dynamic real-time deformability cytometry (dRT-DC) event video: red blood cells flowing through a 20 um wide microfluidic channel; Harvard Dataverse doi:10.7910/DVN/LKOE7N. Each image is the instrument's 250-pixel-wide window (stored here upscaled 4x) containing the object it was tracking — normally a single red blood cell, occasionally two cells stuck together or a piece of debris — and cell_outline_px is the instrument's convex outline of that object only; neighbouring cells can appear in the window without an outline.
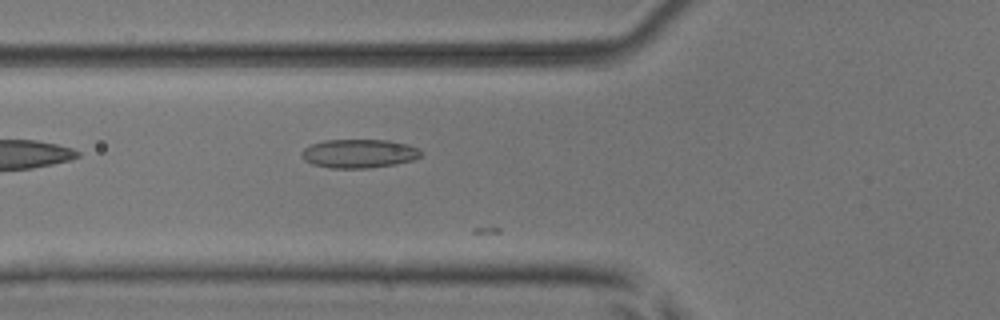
{"species": "common noctule bat (a hibernating species)", "species_latin": "Nyctalus noctula", "temperature_condition": "room temperature", "stored_images_in_passage": 5, "camera_frame_rate_fps": 3000, "um_per_image_px": 0.085, "animal": {"sex": "male", "body_mass_g": 17.9, "forearm_length_mm": 54.2}, "frame": {"image": 1, "passage_image": 3, "time_ms": 0.667, "image_size_px": [1000, 320], "cell_outline_px": [[424, 156], [412, 160], [396, 164], [368, 168], [328, 168], [312, 164], [304, 160], [300, 156], [300, 152], [304, 148], [312, 144], [324, 140], [388, 140], [408, 144], [420, 148]], "centroid_in_image_um": [30.53, 13.05], "position_along_channel_um": 95.3, "area_um2": 20.29}}